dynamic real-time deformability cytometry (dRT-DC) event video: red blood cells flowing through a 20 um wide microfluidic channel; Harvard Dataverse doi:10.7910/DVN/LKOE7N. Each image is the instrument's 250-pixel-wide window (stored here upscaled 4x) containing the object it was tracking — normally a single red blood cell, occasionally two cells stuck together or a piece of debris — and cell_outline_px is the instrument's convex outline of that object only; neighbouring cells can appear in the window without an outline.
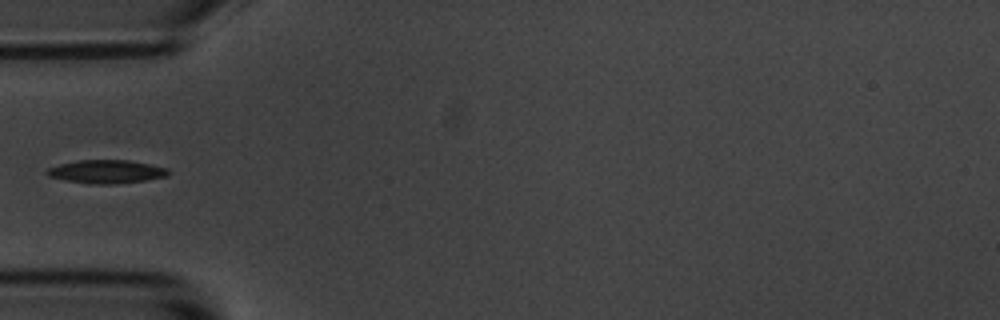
{"species": "common noctule bat (a hibernating species)", "species_latin": "Nyctalus noctula", "temperature_condition": "room temperature", "stored_images_in_passage": 6, "camera_frame_rate_fps": 3000, "um_per_image_px": 0.085, "animal": {"sex": "male", "body_mass_g": 20.1, "forearm_length_mm": 53.5}, "frame": {"image": 1, "passage_image": 6, "time_ms": 1.667, "image_size_px": [1000, 320], "cell_outline_px": [[168, 176], [144, 180], [116, 184], [88, 184], [48, 176], [44, 172], [48, 168], [60, 164], [76, 160], [128, 160], [168, 168]], "centroid_in_image_um": [9.02, 14.59], "position_along_channel_um": 76.0, "area_um2": 16.42}}